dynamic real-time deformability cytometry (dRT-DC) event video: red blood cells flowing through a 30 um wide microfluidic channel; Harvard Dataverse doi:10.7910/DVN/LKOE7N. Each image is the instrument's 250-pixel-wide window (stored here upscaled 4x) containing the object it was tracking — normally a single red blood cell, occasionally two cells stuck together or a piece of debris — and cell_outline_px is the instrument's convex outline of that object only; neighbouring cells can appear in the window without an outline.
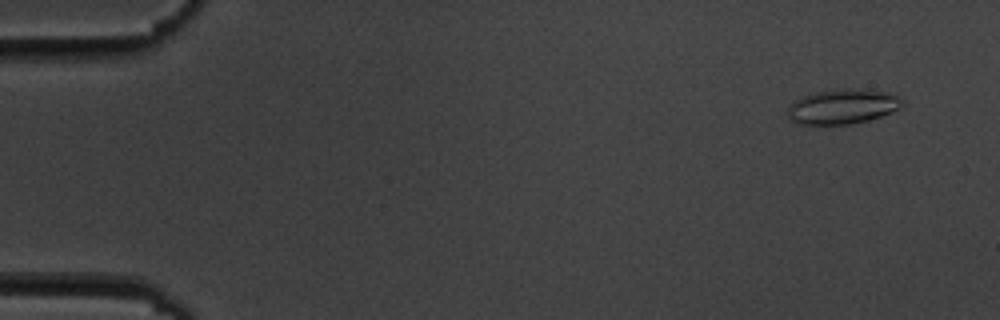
{"species": "common noctule bat (a hibernating species)", "species_latin": "Nyctalus noctula", "temperature_condition": "cold", "stored_images_in_passage": 5, "camera_frame_rate_fps": 3000, "um_per_image_px": 0.085, "animal": {"sex": "male", "body_mass_g": 19.5, "forearm_length_mm": 54.6}, "frame": {"image": 1, "passage_image": 1, "time_ms": 0.0, "image_size_px": [1000, 320], "cell_outline_px": [[904, 104], [900, 108], [892, 112], [868, 120], [852, 124], [796, 124], [788, 116], [788, 108], [796, 100], [804, 96], [816, 92], [844, 88], [860, 88], [888, 92], [904, 100]], "centroid_in_image_um": [71.66, 9.05], "position_along_channel_um": 13.3, "area_um2": 23.24}}
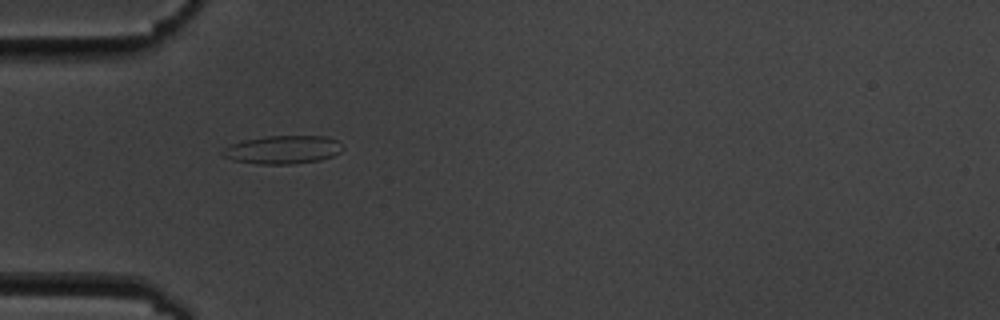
{"frame": {"image": 2, "passage_image": 5, "time_ms": 4.667, "image_size_px": [1000, 320], "cell_outline_px": [[344, 148], [340, 152], [332, 156], [320, 160], [292, 164], [256, 164], [232, 160], [224, 156], [220, 152], [224, 148], [232, 144], [244, 140], [268, 136], [328, 136], [336, 140]], "centroid_in_image_um": [24.04, 12.73], "position_along_channel_um": 61.0, "area_um2": 19.77}}